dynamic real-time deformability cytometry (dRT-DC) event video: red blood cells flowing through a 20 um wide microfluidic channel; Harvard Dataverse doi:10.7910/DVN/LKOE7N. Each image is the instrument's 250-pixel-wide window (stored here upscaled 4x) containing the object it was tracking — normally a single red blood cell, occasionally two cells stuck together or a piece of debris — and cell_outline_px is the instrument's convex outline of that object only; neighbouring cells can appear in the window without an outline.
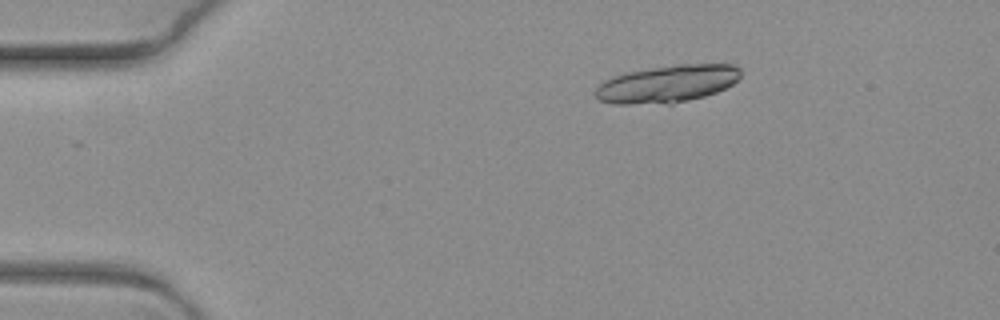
{"species": "common noctule bat (a hibernating species)", "species_latin": "Nyctalus noctula", "temperature_condition": "warm", "stored_images_in_passage": 5, "camera_frame_rate_fps": 3000, "um_per_image_px": 0.085, "animal": {"sex": "female", "body_mass_g": 19.3, "forearm_length_mm": 54.1}, "frame": {"image": 1, "passage_image": 2, "time_ms": 0.333, "image_size_px": [1000, 320], "cell_outline_px": [[740, 76], [732, 84], [716, 92], [704, 96], [672, 104], [612, 104], [600, 100], [592, 92], [604, 80], [612, 76], [624, 72], [676, 64], [736, 64], [740, 68]], "centroid_in_image_um": [56.68, 7.13], "position_along_channel_um": 28.3, "area_um2": 31.96}}